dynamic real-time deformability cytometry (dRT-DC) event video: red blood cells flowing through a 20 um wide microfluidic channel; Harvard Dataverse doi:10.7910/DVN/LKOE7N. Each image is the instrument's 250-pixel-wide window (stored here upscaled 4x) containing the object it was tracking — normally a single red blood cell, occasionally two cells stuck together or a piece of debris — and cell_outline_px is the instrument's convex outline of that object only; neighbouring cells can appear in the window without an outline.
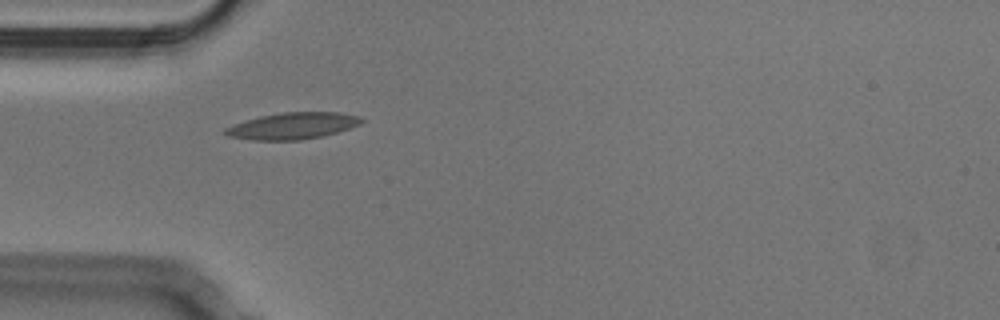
{"species": "Egyptian fruit bat (a non-hibernating species)", "species_latin": "Rousettus aegyptiacus", "temperature_condition": "cold", "stored_images_in_passage": 38, "camera_frame_rate_fps": 3000, "um_per_image_px": 0.085, "animal": {"sex": "male"}, "frame": {"image": 1, "passage_image": 1, "time_ms": 0.0, "image_size_px": [1000, 320], "cell_outline_px": [[364, 120], [360, 124], [324, 136], [300, 140], [252, 140], [228, 136], [220, 132], [224, 128], [232, 124], [260, 116], [284, 112], [340, 112], [360, 116]], "centroid_in_image_um": [24.84, 10.7], "position_along_channel_um": 60.2, "area_um2": 21.21}}
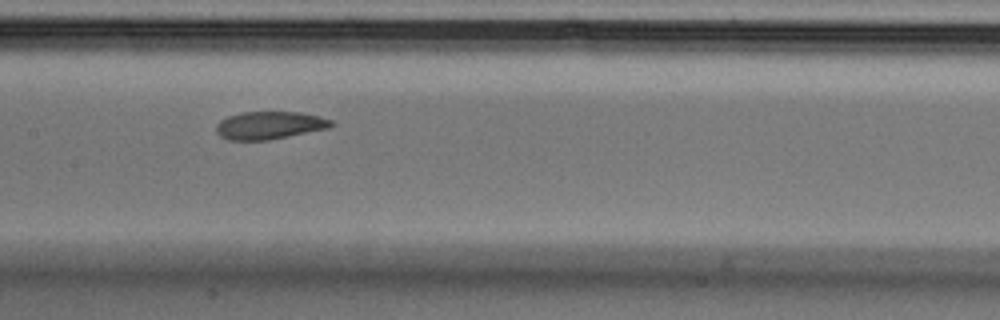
{"frame": {"image": 2, "passage_image": 11, "time_ms": 3.333, "image_size_px": [1000, 320], "cell_outline_px": [[336, 124], [328, 128], [268, 140], [228, 140], [220, 136], [216, 132], [216, 124], [220, 120], [228, 116], [244, 112], [300, 112], [332, 120]], "centroid_in_image_um": [22.88, 10.65], "position_along_channel_um": 184.5, "area_um2": 18.5}}
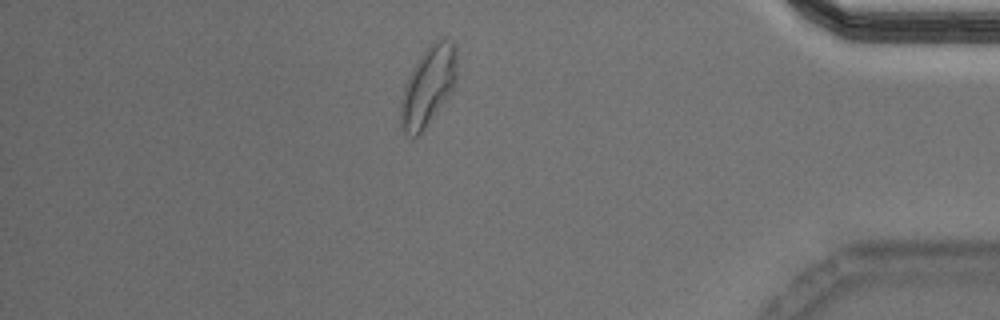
{"frame": {"image": 3, "passage_image": 31, "time_ms": 10.0, "image_size_px": [1000, 320], "cell_outline_px": [[456, 80], [452, 88], [420, 136], [408, 136], [400, 128], [400, 100], [404, 88], [412, 68], [428, 44], [436, 40], [444, 40], [452, 44], [456, 48]], "centroid_in_image_um": [36.34, 7.36], "position_along_channel_um": 398.9, "area_um2": 25.55}, "authors_computed_cell_mechanics": {"area_um2": 19.4786, "velocity_mm_per_s": 3.7667, "shape_relaxation_time_tau1_ms": 3.7382, "shape_relaxation_time_tau2_ms": 1.6379, "deformation_change_tau1": 0.1371, "deformation_change_tau2": 0.0663}}